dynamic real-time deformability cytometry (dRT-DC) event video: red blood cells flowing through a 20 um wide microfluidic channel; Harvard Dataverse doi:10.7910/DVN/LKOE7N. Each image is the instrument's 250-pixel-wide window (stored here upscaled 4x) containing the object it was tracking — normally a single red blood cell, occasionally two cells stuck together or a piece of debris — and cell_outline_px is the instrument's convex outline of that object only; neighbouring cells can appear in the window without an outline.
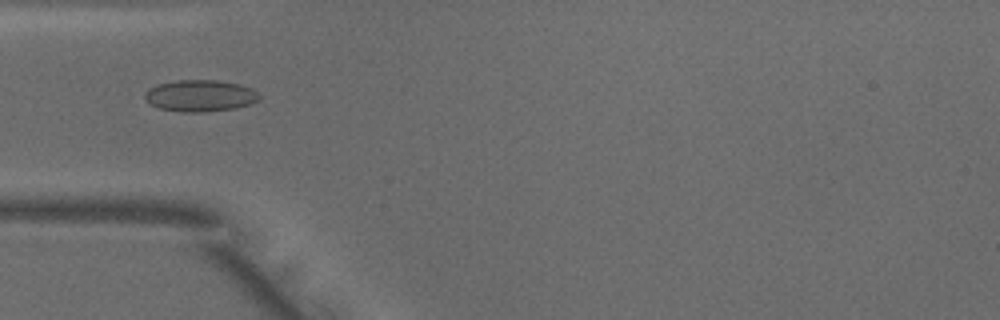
{"species": "common noctule bat (a hibernating species)", "species_latin": "Nyctalus noctula", "temperature_condition": "warm", "stored_images_in_passage": 38, "camera_frame_rate_fps": 3000, "um_per_image_px": 0.085, "animal": {"sex": "male", "body_mass_g": 18.8}, "frame": {"image": 1, "passage_image": 4, "time_ms": 1.0, "image_size_px": [1000, 320], "cell_outline_px": [[260, 100], [236, 108], [204, 112], [180, 112], [160, 108], [148, 104], [144, 96], [144, 92], [148, 88], [156, 84], [176, 80], [216, 80], [236, 84], [252, 88], [260, 96]], "centroid_in_image_um": [16.96, 8.14], "position_along_channel_um": 68.0, "area_um2": 21.21}}
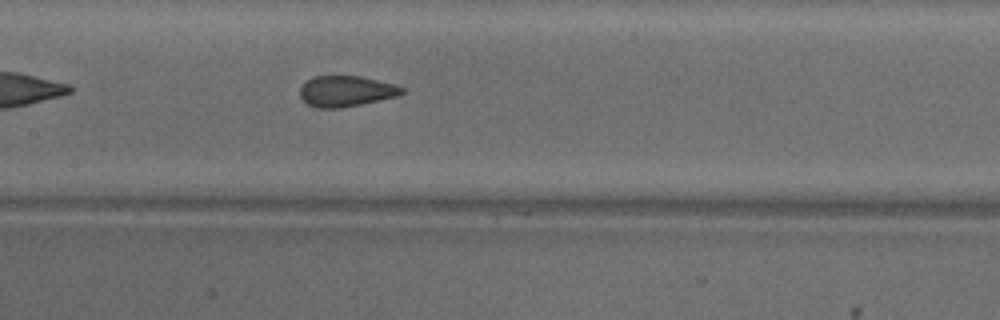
{"frame": {"image": 2, "passage_image": 12, "time_ms": 3.667, "image_size_px": [1000, 320], "cell_outline_px": [[404, 92], [396, 96], [360, 104], [340, 108], [320, 108], [308, 104], [300, 96], [300, 88], [312, 76], [360, 76], [396, 84], [404, 88]], "centroid_in_image_um": [29.42, 7.74], "position_along_channel_um": 178.0, "area_um2": 18.09}}
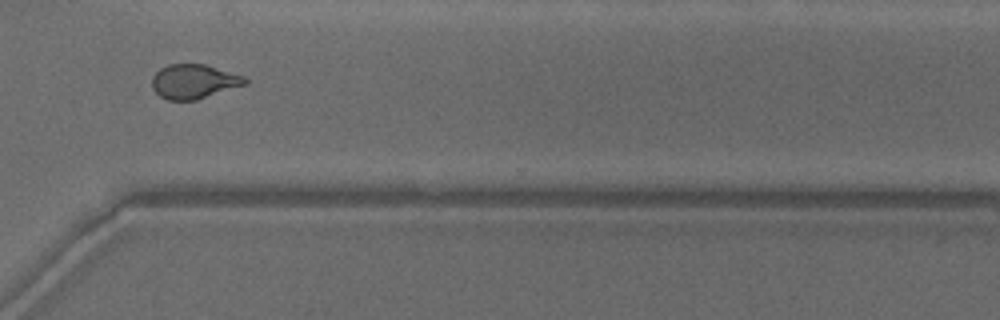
{"frame": {"image": 3, "passage_image": 25, "time_ms": 8.0, "image_size_px": [1000, 320], "cell_outline_px": [[248, 84], [196, 100], [168, 100], [160, 96], [152, 88], [152, 76], [160, 68], [168, 64], [204, 64], [244, 76], [248, 80]], "centroid_in_image_um": [16.48, 6.93], "position_along_channel_um": 354.1, "area_um2": 18.67}, "authors_computed_cell_mechanics": {"area_um2": 19.1029, "velocity_mm_per_s": 4.0794, "shape_relaxation_time_tau1_ms": 7.3117, "shape_relaxation_time_tau2_ms": 0.757, "deformation_change_tau1": 0.151, "deformation_change_tau2": 0.0559}}